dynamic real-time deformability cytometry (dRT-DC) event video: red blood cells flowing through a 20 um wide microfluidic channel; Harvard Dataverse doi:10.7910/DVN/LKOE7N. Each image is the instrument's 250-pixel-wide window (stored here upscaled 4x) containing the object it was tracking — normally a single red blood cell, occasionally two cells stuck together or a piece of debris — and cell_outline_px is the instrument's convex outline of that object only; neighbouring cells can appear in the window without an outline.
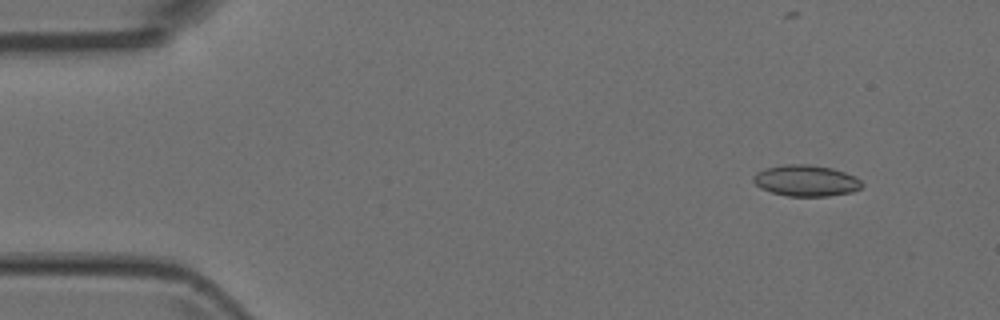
{"species": "Egyptian fruit bat (a non-hibernating species)", "species_latin": "Rousettus aegyptiacus", "temperature_condition": "room temperature", "stored_images_in_passage": 5, "camera_frame_rate_fps": 3000, "um_per_image_px": 0.085, "animal": {"sex": "female"}, "frame": {"image": 1, "passage_image": 1, "time_ms": 0.0, "image_size_px": [1000, 320], "cell_outline_px": [[864, 184], [860, 188], [852, 192], [828, 196], [788, 196], [772, 192], [760, 188], [752, 180], [752, 176], [756, 172], [764, 168], [784, 164], [808, 164], [832, 168], [844, 172], [860, 180]], "centroid_in_image_um": [68.47, 15.35], "position_along_channel_um": 16.5, "area_um2": 19.77}}